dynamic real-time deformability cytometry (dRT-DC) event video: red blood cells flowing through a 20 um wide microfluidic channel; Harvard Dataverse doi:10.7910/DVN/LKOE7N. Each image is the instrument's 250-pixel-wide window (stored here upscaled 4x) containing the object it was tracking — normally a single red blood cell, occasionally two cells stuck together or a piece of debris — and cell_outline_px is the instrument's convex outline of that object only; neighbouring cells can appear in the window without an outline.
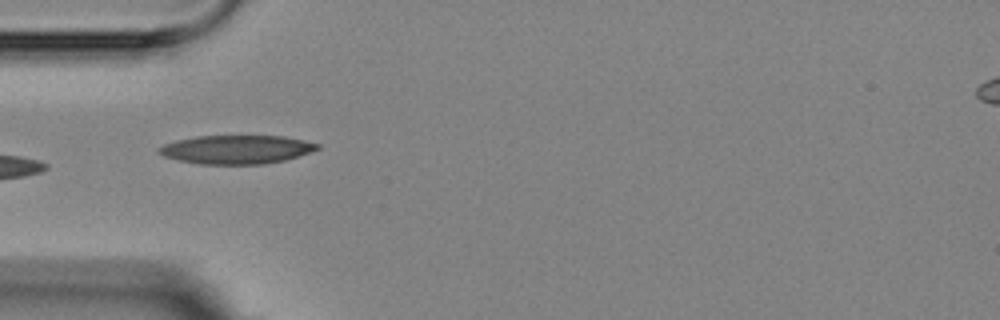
{"species": "Egyptian fruit bat (a non-hibernating species)", "species_latin": "Rousettus aegyptiacus", "temperature_condition": "room temperature", "stored_images_in_passage": 6, "camera_frame_rate_fps": 3000, "um_per_image_px": 0.085, "animal": {"sex": "female"}, "frame": {"image": 1, "passage_image": 5, "time_ms": 4.667, "image_size_px": [1000, 320], "cell_outline_px": [[320, 148], [312, 152], [284, 160], [264, 164], [200, 164], [180, 160], [164, 156], [156, 152], [156, 148], [164, 144], [176, 140], [196, 136], [284, 136], [304, 140], [320, 144]], "centroid_in_image_um": [20.1, 12.7], "position_along_channel_um": 64.9, "area_um2": 26.53}}
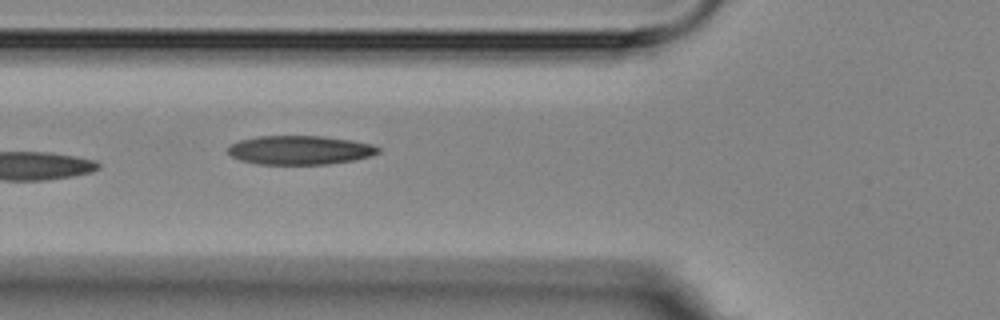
{"frame": {"image": 2, "passage_image": 6, "time_ms": 5.667, "image_size_px": [1000, 320], "cell_outline_px": [[380, 152], [372, 156], [356, 160], [328, 164], [260, 164], [240, 160], [232, 156], [228, 152], [228, 144], [240, 140], [256, 136], [324, 136], [352, 140], [372, 144], [380, 148]], "centroid_in_image_um": [25.51, 12.75], "position_along_channel_um": 100.3, "area_um2": 25.55}}